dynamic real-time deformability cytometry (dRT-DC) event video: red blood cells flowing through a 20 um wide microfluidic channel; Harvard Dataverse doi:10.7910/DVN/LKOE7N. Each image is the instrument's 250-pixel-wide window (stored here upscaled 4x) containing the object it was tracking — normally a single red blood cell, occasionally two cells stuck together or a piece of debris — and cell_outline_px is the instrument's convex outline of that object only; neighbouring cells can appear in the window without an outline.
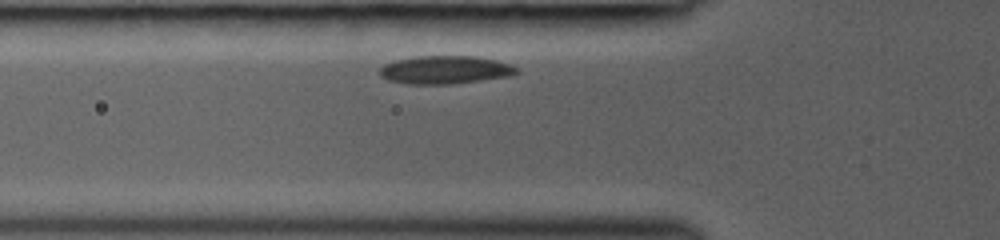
{"species": "common noctule bat (a hibernating species)", "species_latin": "Nyctalus noctula", "temperature_condition": "room temperature", "stored_images_in_passage": 26, "camera_frame_rate_fps": 3000, "um_per_image_px": 0.085, "animal": {"sex": "female", "body_mass_g": 19.0, "forearm_length_mm": 53.3}, "frame": {"image": 1, "passage_image": 2, "time_ms": 0.333, "image_size_px": [1000, 240], "cell_outline_px": [[520, 72], [508, 76], [452, 84], [408, 84], [388, 80], [380, 76], [380, 68], [384, 64], [396, 60], [416, 56], [476, 56], [496, 60], [508, 64], [516, 68]], "centroid_in_image_um": [37.8, 5.93], "position_along_channel_um": 88.0, "area_um2": 22.31}}
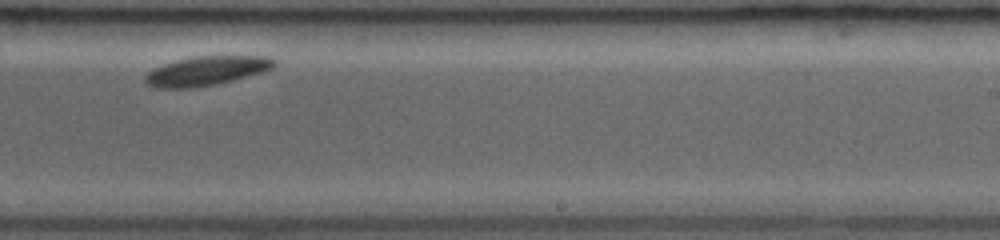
{"frame": {"image": 2, "passage_image": 16, "time_ms": 5.0, "image_size_px": [1000, 240], "cell_outline_px": [[276, 64], [272, 68], [260, 72], [232, 80], [216, 84], [196, 88], [156, 88], [144, 84], [144, 76], [148, 72], [164, 64], [176, 60], [192, 56], [268, 56], [276, 60]], "centroid_in_image_um": [17.51, 6.03], "position_along_channel_um": 271.5, "area_um2": 21.96}}
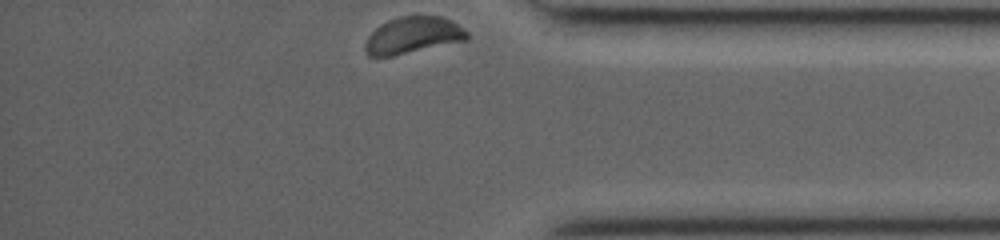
{"frame": {"image": 3, "passage_image": 26, "time_ms": 8.333, "image_size_px": [1000, 240], "cell_outline_px": [[468, 40], [392, 56], [368, 56], [364, 48], [364, 44], [368, 36], [380, 24], [388, 20], [400, 16], [416, 12], [440, 16], [452, 20], [468, 32]], "centroid_in_image_um": [35.11, 2.95], "position_along_channel_um": 400.1, "area_um2": 22.37}}